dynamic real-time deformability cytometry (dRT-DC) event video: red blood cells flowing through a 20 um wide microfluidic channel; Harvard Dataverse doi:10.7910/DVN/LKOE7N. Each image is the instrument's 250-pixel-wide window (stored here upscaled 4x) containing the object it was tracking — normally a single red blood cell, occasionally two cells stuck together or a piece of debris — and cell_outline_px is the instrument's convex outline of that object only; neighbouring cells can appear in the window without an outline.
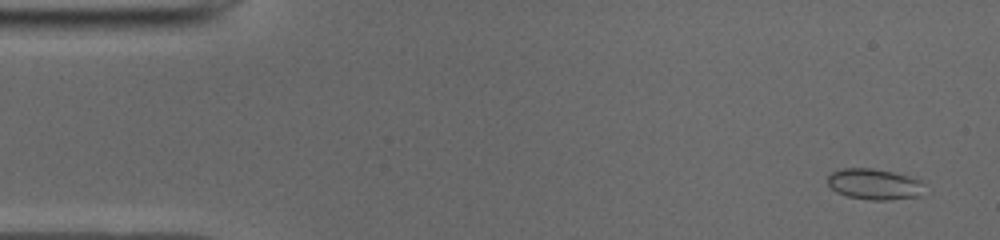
{"species": "common noctule bat (a hibernating species)", "species_latin": "Nyctalus noctula", "temperature_condition": "cold", "stored_images_in_passage": 51, "camera_frame_rate_fps": 3000, "um_per_image_px": 0.085, "animal": {"sex": "male", "body_mass_g": 19.0, "forearm_length_mm": 50.8}, "frame": {"image": 1, "passage_image": 3, "time_ms": 0.667, "image_size_px": [1000, 240], "cell_outline_px": [[920, 196], [888, 200], [868, 200], [848, 196], [836, 192], [828, 184], [828, 176], [832, 172], [844, 168], [872, 168], [892, 172], [908, 176], [920, 180]], "centroid_in_image_um": [74.26, 15.65], "position_along_channel_um": 10.7, "area_um2": 17.11}}
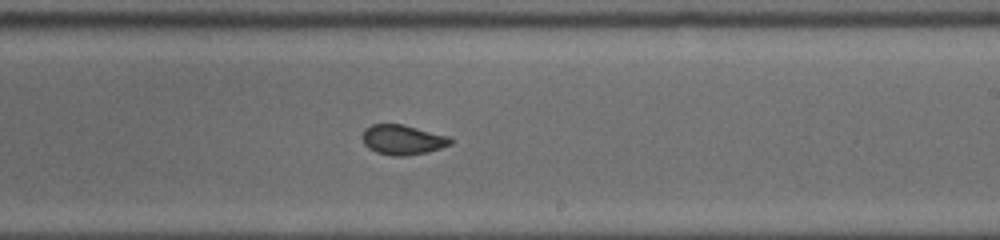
{"frame": {"image": 2, "passage_image": 30, "time_ms": 9.667, "image_size_px": [1000, 240], "cell_outline_px": [[452, 144], [428, 152], [404, 156], [392, 156], [376, 152], [368, 148], [364, 144], [360, 136], [364, 128], [372, 124], [404, 124], [448, 136], [452, 140]], "centroid_in_image_um": [34.18, 11.87], "position_along_channel_um": 254.8, "area_um2": 15.55}}
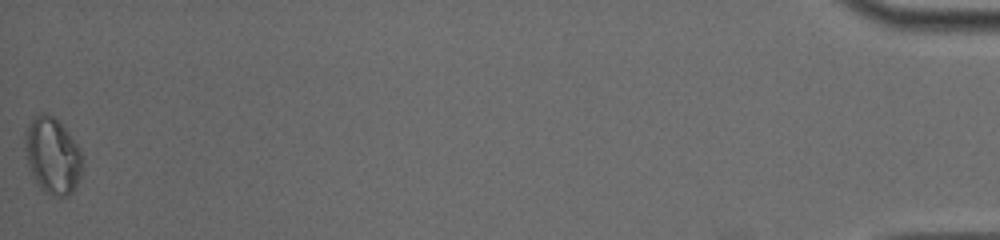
{"frame": {"image": 3, "passage_image": 51, "time_ms": 16.667, "image_size_px": [1000, 240], "cell_outline_px": [[80, 176], [72, 192], [68, 196], [52, 196], [44, 192], [40, 188], [28, 164], [24, 144], [24, 132], [28, 124], [40, 112], [44, 112], [60, 120], [76, 144], [80, 152]], "centroid_in_image_um": [4.43, 13.2], "position_along_channel_um": 430.8, "area_um2": 25.2}, "authors_computed_cell_mechanics": {"area_um2": 15.9528, "velocity_mm_per_s": 3.9535, "shape_relaxation_time_tau1_ms": null, "shape_relaxation_time_tau2_ms": 0.8075, "deformation_change_tau1": null, "deformation_change_tau2": 0.0487}}